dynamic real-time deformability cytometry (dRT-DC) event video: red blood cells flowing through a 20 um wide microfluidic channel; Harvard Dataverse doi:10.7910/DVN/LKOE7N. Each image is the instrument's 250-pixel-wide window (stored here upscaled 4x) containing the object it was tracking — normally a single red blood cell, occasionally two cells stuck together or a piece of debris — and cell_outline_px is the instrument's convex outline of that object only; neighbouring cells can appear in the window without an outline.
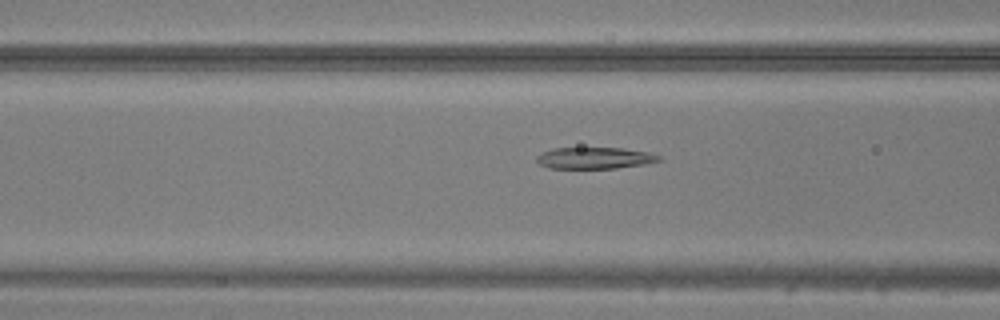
{"species": "common noctule bat (a hibernating species)", "species_latin": "Nyctalus noctula", "temperature_condition": "warm", "stored_images_in_passage": 30, "camera_frame_rate_fps": 3000, "um_per_image_px": 0.085, "animal": {"sex": "male", "body_mass_g": 20.5, "forearm_length_mm": 52.5}, "frame": {"image": 1, "passage_image": 5, "time_ms": 1.333, "image_size_px": [1000, 320], "cell_outline_px": [[664, 160], [644, 164], [616, 168], [548, 168], [540, 164], [536, 160], [536, 156], [540, 152], [552, 148], [620, 148], [648, 152], [660, 156]], "centroid_in_image_um": [50.52, 13.43], "position_along_channel_um": 116.1, "area_um2": 15.37}}
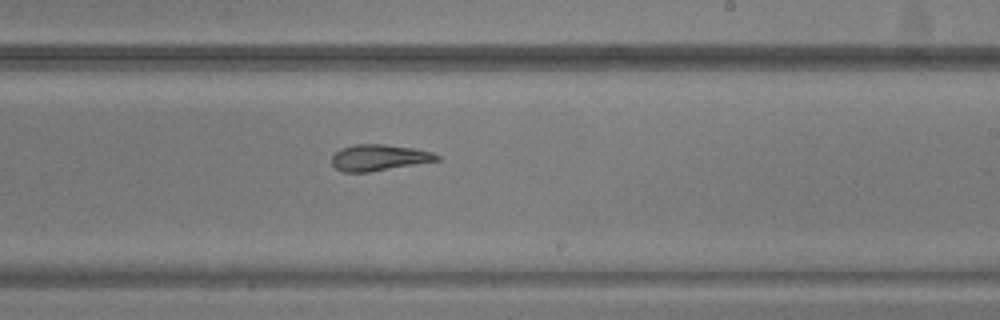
{"frame": {"image": 2, "passage_image": 15, "time_ms": 4.667, "image_size_px": [1000, 320], "cell_outline_px": [[440, 160], [368, 172], [344, 172], [336, 168], [332, 164], [332, 156], [340, 148], [356, 144], [384, 144], [416, 148], [432, 152], [440, 156]], "centroid_in_image_um": [32.22, 13.38], "position_along_channel_um": 256.8, "area_um2": 16.01}}
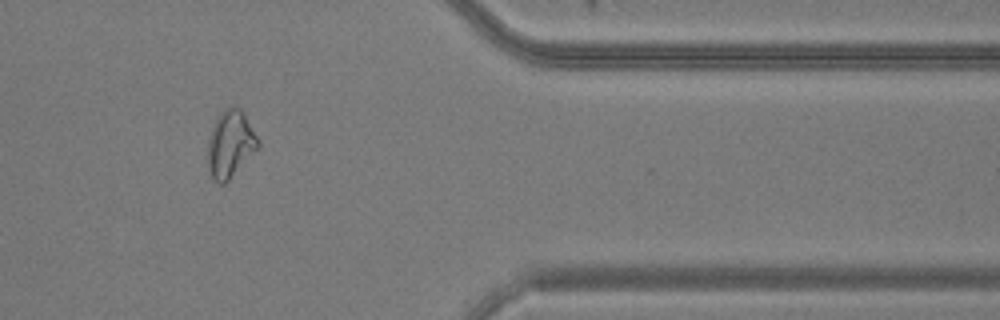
{"frame": {"image": 3, "passage_image": 26, "time_ms": 8.333, "image_size_px": [1000, 320], "cell_outline_px": [[260, 148], [224, 184], [220, 184], [212, 180], [208, 168], [208, 140], [212, 124], [220, 112], [224, 108], [240, 108], [244, 112], [260, 144]], "centroid_in_image_um": [19.57, 12.26], "position_along_channel_um": 391.8, "area_um2": 19.77}}